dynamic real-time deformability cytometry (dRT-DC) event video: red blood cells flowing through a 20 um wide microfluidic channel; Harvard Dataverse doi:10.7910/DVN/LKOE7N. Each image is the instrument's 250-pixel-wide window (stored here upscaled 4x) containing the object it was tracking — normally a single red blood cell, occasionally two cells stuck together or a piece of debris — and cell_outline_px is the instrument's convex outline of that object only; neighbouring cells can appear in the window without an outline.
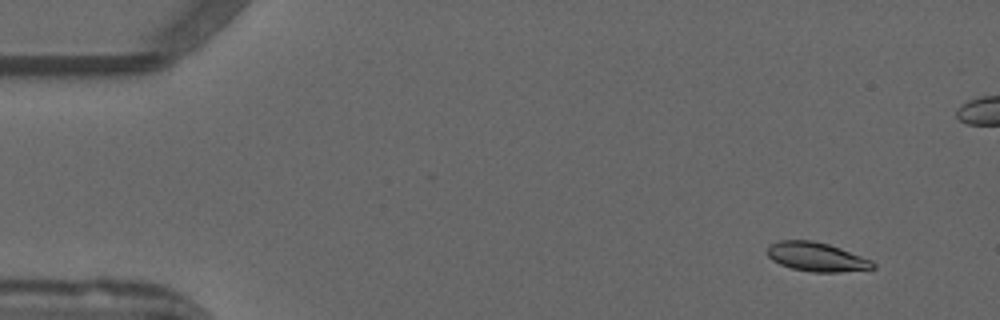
{"species": "common noctule bat (a hibernating species)", "species_latin": "Nyctalus noctula", "temperature_condition": "warm", "stored_images_in_passage": 54, "camera_frame_rate_fps": 3000, "um_per_image_px": 0.085, "animal": {"sex": "male", "forearm_length_mm": 52.5}, "frame": {"image": 1, "passage_image": 5, "time_ms": 1.333, "image_size_px": [1000, 320], "cell_outline_px": [[876, 268], [840, 272], [812, 272], [792, 268], [780, 264], [772, 260], [768, 256], [768, 248], [772, 244], [780, 240], [812, 240], [828, 244], [840, 248], [872, 260], [876, 264]], "centroid_in_image_um": [69.43, 21.84], "position_along_channel_um": 15.6, "area_um2": 17.74}}
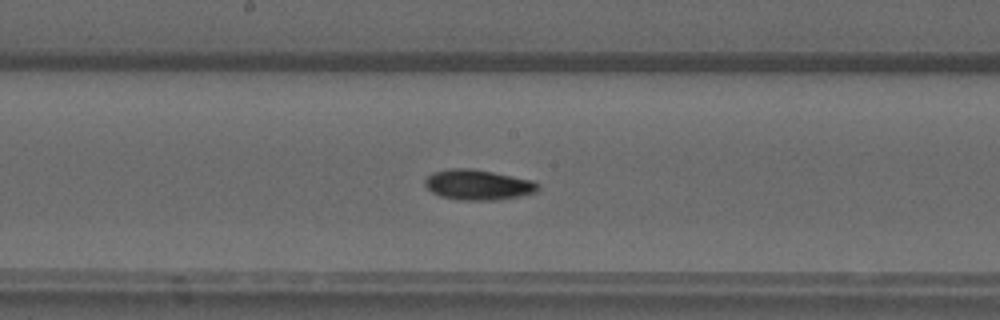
{"frame": {"image": 2, "passage_image": 28, "time_ms": 9.0, "image_size_px": [1000, 320], "cell_outline_px": [[540, 188], [536, 192], [520, 196], [500, 200], [456, 200], [440, 196], [432, 192], [424, 184], [424, 180], [432, 172], [448, 168], [472, 168], [532, 180], [540, 184]], "centroid_in_image_um": [40.63, 15.71], "position_along_channel_um": 207.6, "area_um2": 20.17}}
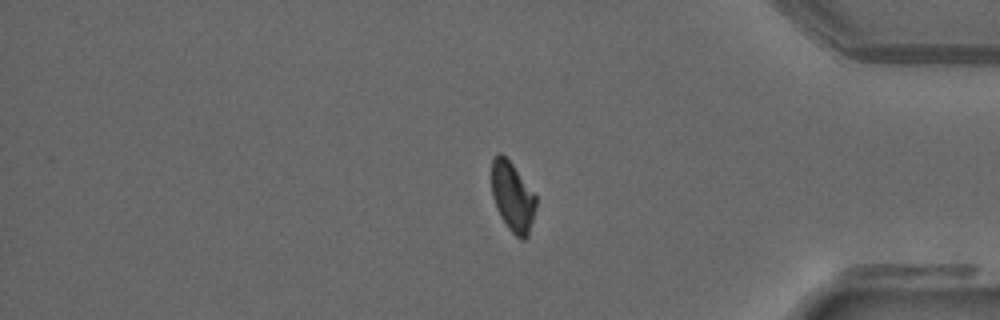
{"frame": {"image": 3, "passage_image": 44, "time_ms": 14.333, "image_size_px": [1000, 320], "cell_outline_px": [[536, 204], [528, 236], [524, 240], [520, 240], [508, 228], [500, 216], [496, 208], [492, 196], [492, 160], [496, 152], [500, 152], [512, 164], [536, 196]], "centroid_in_image_um": [43.55, 16.74], "position_along_channel_um": 391.7, "area_um2": 17.8}, "authors_computed_cell_mechanics": {"area_um2": 18.5538, "velocity_mm_per_s": 3.9183, "shape_relaxation_time_tau1_ms": 8.517, "shape_relaxation_time_tau2_ms": 3.9552, "deformation_change_tau1": 0.2292, "deformation_change_tau2": 0.0774}}